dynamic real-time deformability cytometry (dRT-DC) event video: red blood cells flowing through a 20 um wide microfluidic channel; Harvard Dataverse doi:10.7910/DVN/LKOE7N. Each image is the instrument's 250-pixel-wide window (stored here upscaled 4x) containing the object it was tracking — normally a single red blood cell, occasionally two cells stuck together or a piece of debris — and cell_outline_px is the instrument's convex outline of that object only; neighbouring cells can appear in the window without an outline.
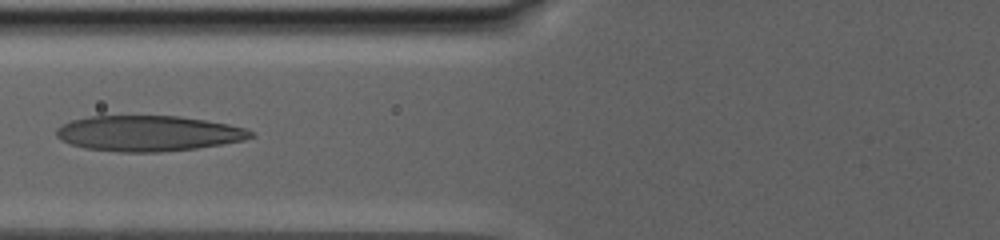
{"species": "human", "species_latin": "Homo sapiens", "temperature_condition": "warm", "stored_images_in_passage": 34, "camera_frame_rate_fps": 3000, "um_per_image_px": 0.085, "donor": {"sex": "male"}, "frame": {"image": 1, "passage_image": 17, "time_ms": 11.0, "image_size_px": [1000, 240], "cell_outline_px": [[256, 136], [244, 140], [196, 148], [160, 152], [120, 152], [84, 148], [60, 140], [56, 136], [56, 128], [72, 120], [88, 116], [180, 116], [228, 124], [244, 128], [252, 132]], "centroid_in_image_um": [12.58, 11.34], "position_along_channel_um": 113.2, "area_um2": 40.17}}
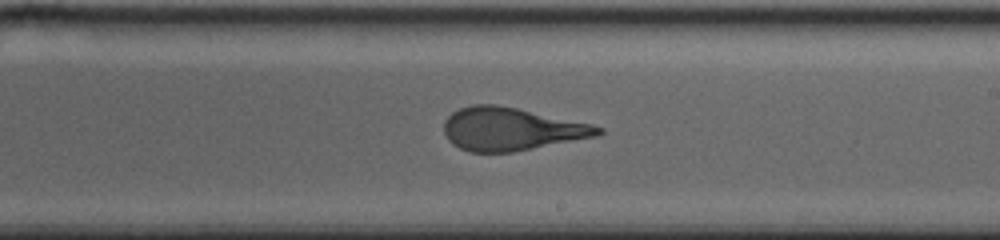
{"frame": {"image": 2, "passage_image": 23, "time_ms": 16.0, "image_size_px": [1000, 240], "cell_outline_px": [[604, 132], [596, 136], [512, 152], [468, 152], [452, 144], [448, 140], [444, 132], [444, 120], [452, 112], [460, 108], [472, 104], [496, 104], [516, 108], [592, 124], [604, 128]], "centroid_in_image_um": [43.42, 10.97], "position_along_channel_um": 245.6, "area_um2": 38.38}}
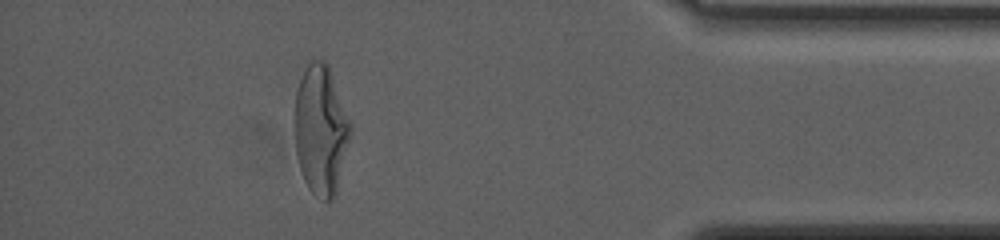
{"frame": {"image": 3, "passage_image": 32, "time_ms": 23.333, "image_size_px": [1000, 240], "cell_outline_px": [[352, 128], [336, 192], [332, 200], [324, 200], [316, 196], [308, 188], [304, 180], [300, 168], [296, 152], [292, 124], [292, 120], [296, 92], [300, 80], [308, 64], [312, 60], [324, 60], [328, 64], [352, 124]], "centroid_in_image_um": [27.24, 11.02], "position_along_channel_um": 408.0, "area_um2": 42.43}, "authors_computed_cell_mechanics": {"area_um2": 41.5293, "velocity_mm_per_s": 2.6455, "shape_relaxation_time_tau1_ms": 9.5608, "shape_relaxation_time_tau2_ms": null, "deformation_change_tau1": 0.2733, "deformation_change_tau2": null}}